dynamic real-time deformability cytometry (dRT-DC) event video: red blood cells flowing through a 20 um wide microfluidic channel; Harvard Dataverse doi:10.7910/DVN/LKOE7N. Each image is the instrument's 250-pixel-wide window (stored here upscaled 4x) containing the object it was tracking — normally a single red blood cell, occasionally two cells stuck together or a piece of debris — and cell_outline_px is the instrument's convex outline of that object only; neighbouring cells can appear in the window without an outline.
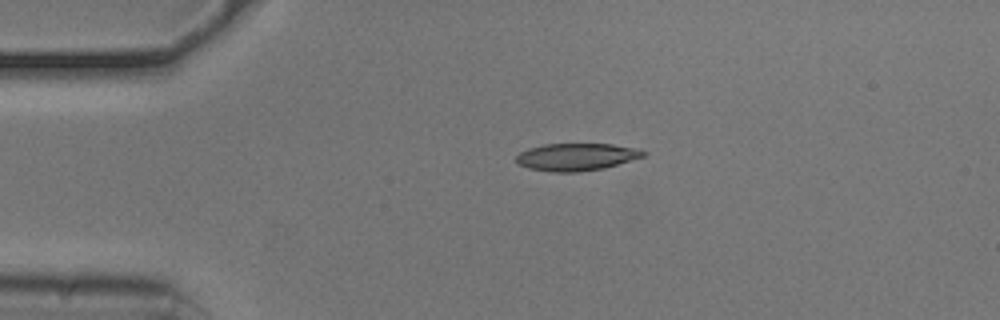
{"species": "common noctule bat (a hibernating species)", "species_latin": "Nyctalus noctula", "temperature_condition": "cold", "stored_images_in_passage": 37, "camera_frame_rate_fps": 3000, "um_per_image_px": 0.085, "animal": {"sex": "male", "body_mass_g": 20.5, "forearm_length_mm": 52.5}, "frame": {"image": 1, "passage_image": 1, "time_ms": 0.0, "image_size_px": [1000, 320], "cell_outline_px": [[648, 152], [644, 156], [604, 168], [576, 172], [552, 172], [528, 168], [516, 164], [516, 156], [520, 152], [528, 148], [544, 144], [612, 144], [632, 148]], "centroid_in_image_um": [48.93, 13.34], "position_along_channel_um": 36.1, "area_um2": 20.17}}
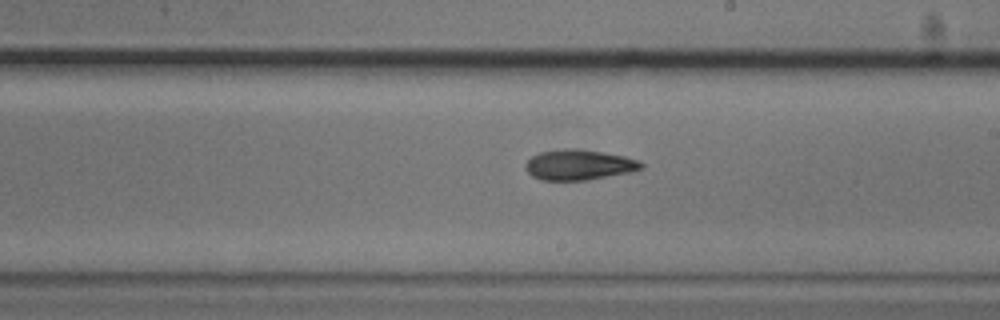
{"frame": {"image": 2, "passage_image": 20, "time_ms": 6.333, "image_size_px": [1000, 320], "cell_outline_px": [[644, 168], [632, 172], [588, 180], [540, 180], [532, 176], [524, 168], [524, 164], [532, 156], [540, 152], [568, 148], [576, 148], [624, 156], [640, 160], [644, 164]], "centroid_in_image_um": [49.23, 14.02], "position_along_channel_um": 239.8, "area_um2": 20.63}}
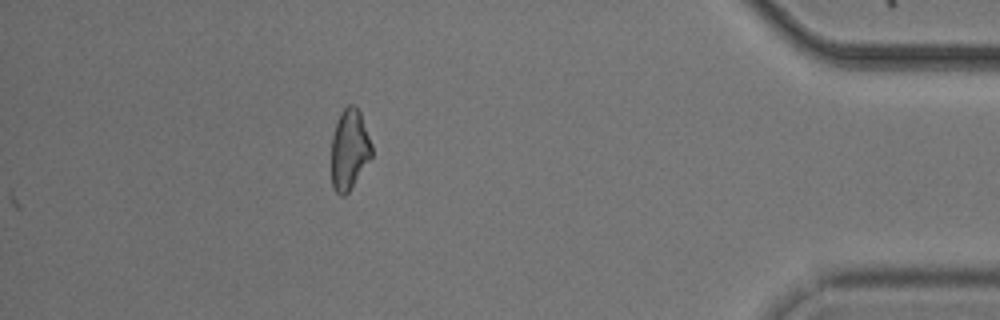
{"frame": {"image": 3, "passage_image": 37, "time_ms": 12.0, "image_size_px": [1000, 320], "cell_outline_px": [[372, 156], [348, 192], [344, 196], [340, 196], [332, 188], [332, 136], [336, 120], [340, 112], [348, 104], [352, 104], [360, 112], [372, 144]], "centroid_in_image_um": [29.69, 12.69], "position_along_channel_um": 405.5, "area_um2": 18.9}, "authors_computed_cell_mechanics": {"area_um2": 19.941, "velocity_mm_per_s": 3.761, "shape_relaxation_time_tau1_ms": 4.0843, "shape_relaxation_time_tau2_ms": 4.5231, "deformation_change_tau1": 0.1477, "deformation_change_tau2": 0.1291}}